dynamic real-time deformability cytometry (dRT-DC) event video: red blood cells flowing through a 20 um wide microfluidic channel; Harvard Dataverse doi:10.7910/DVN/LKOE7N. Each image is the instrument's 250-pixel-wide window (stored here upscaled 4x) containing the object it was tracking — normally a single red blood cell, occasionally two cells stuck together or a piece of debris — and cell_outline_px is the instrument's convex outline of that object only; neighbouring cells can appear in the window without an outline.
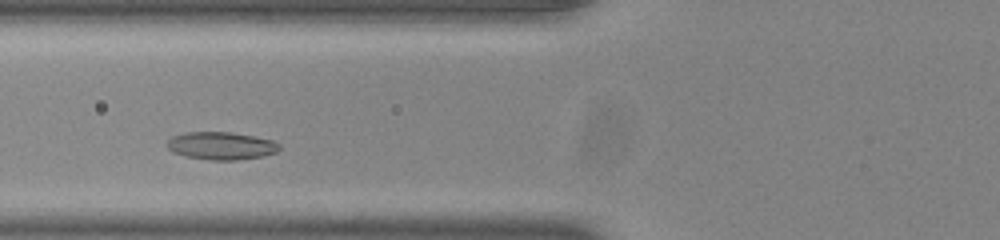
{"species": "common noctule bat (a hibernating species)", "species_latin": "Nyctalus noctula", "temperature_condition": "room temperature", "stored_images_in_passage": 35, "camera_frame_rate_fps": 3000, "um_per_image_px": 0.085, "animal": {"sex": "male", "body_mass_g": 20.0, "forearm_length_mm": 53.3}, "frame": {"image": 1, "passage_image": 7, "time_ms": 2.0, "image_size_px": [1000, 240], "cell_outline_px": [[280, 148], [276, 152], [260, 156], [236, 160], [212, 160], [184, 156], [172, 152], [164, 144], [172, 136], [184, 132], [232, 132], [272, 140], [280, 144]], "centroid_in_image_um": [18.74, 12.38], "position_along_channel_um": 107.1, "area_um2": 18.15}}
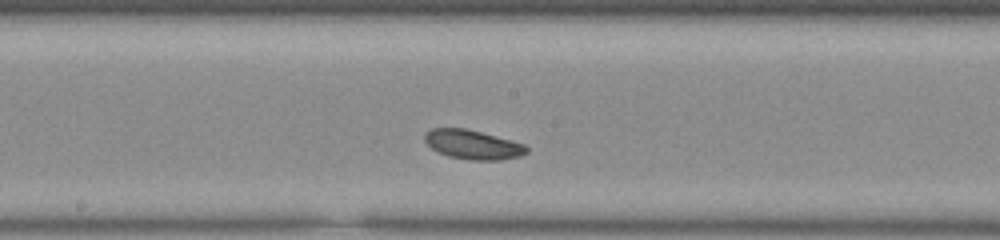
{"frame": {"image": 2, "passage_image": 15, "time_ms": 4.667, "image_size_px": [1000, 240], "cell_outline_px": [[528, 152], [520, 156], [500, 160], [468, 160], [448, 156], [436, 152], [424, 140], [424, 132], [432, 128], [464, 128], [512, 140], [524, 144], [528, 148]], "centroid_in_image_um": [40.17, 12.29], "position_along_channel_um": 208.0, "area_um2": 17.46}}
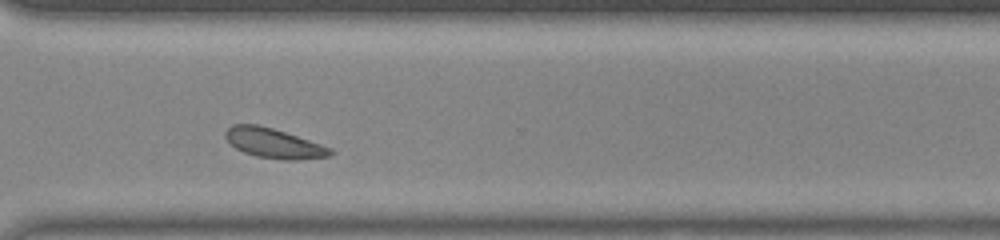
{"frame": {"image": 3, "passage_image": 26, "time_ms": 8.333, "image_size_px": [1000, 240], "cell_outline_px": [[336, 152], [328, 156], [296, 160], [284, 160], [256, 156], [244, 152], [236, 148], [224, 136], [224, 132], [232, 124], [256, 124], [272, 128], [332, 148]], "centroid_in_image_um": [23.26, 12.18], "position_along_channel_um": 347.3, "area_um2": 17.98}, "authors_computed_cell_mechanics": {"area_um2": 17.629, "velocity_mm_per_s": 3.7961, "shape_relaxation_time_tau1_ms": 1.4723, "shape_relaxation_time_tau2_ms": 6.2722, "deformation_change_tau1": 0.0396, "deformation_change_tau2": 0.1182}}